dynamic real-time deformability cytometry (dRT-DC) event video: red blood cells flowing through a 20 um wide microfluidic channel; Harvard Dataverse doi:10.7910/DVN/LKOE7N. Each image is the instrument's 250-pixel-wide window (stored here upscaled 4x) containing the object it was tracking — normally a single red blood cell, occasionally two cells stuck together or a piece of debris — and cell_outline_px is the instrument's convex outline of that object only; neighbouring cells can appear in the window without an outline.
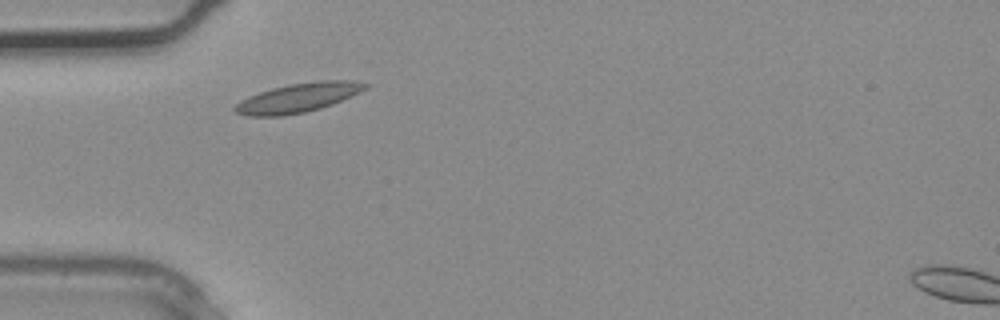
{"species": "common noctule bat (a hibernating species)", "species_latin": "Nyctalus noctula", "temperature_condition": "warm", "stored_images_in_passage": 2, "camera_frame_rate_fps": 3000, "um_per_image_px": 0.085, "animal": {"sex": "male", "body_mass_g": 20.4}, "frame": {"image": 1, "passage_image": 1, "time_ms": 0.0, "image_size_px": [1000, 320], "cell_outline_px": [[372, 84], [368, 88], [352, 96], [332, 104], [320, 108], [304, 112], [284, 116], [248, 116], [236, 112], [232, 108], [240, 100], [248, 96], [272, 88], [288, 84], [316, 80], [352, 80]], "centroid_in_image_um": [25.37, 8.29], "position_along_channel_um": 59.6, "area_um2": 22.37}}
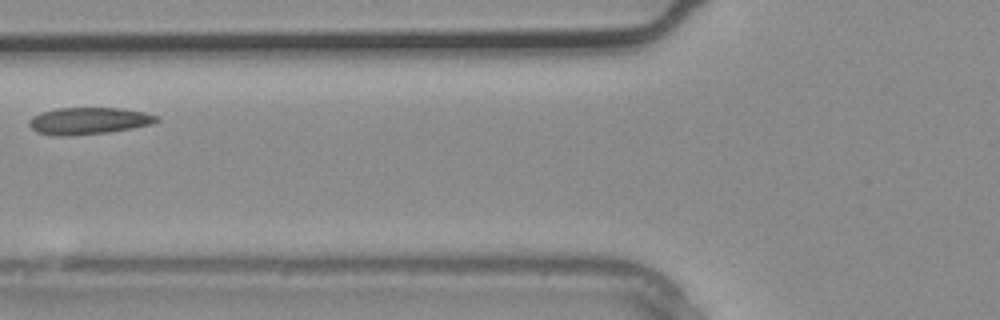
{"frame": {"image": 2, "passage_image": 2, "time_ms": 0.333, "image_size_px": [1000, 320], "cell_outline_px": [[160, 120], [152, 124], [132, 128], [108, 132], [60, 136], [36, 132], [28, 124], [28, 120], [32, 116], [40, 112], [56, 108], [120, 108], [144, 112], [156, 116]], "centroid_in_image_um": [7.5, 10.26], "position_along_channel_um": 118.3, "area_um2": 19.88}}